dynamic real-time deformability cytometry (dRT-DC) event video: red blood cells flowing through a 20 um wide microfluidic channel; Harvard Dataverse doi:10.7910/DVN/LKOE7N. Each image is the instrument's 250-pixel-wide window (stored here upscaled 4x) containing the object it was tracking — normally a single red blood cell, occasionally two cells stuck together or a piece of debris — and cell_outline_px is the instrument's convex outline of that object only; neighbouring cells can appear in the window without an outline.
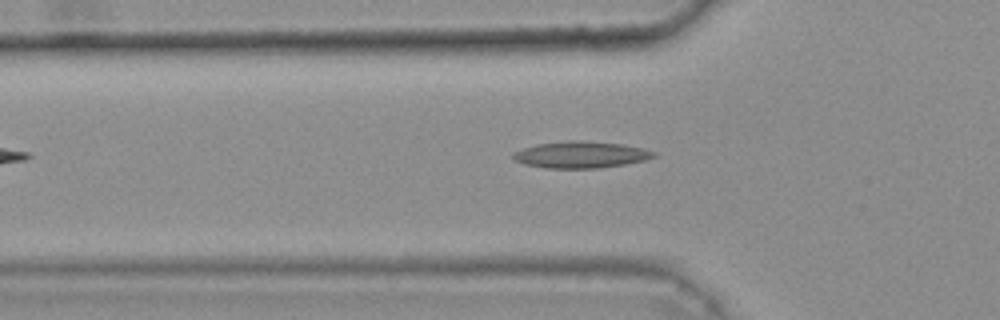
{"species": "common noctule bat (a hibernating species)", "species_latin": "Nyctalus noctula", "temperature_condition": "warm", "stored_images_in_passage": 38, "camera_frame_rate_fps": 3000, "um_per_image_px": 0.085, "animal": {"sex": "female", "body_mass_g": 25.1}, "frame": {"image": 1, "passage_image": 12, "time_ms": 3.667, "image_size_px": [1000, 320], "cell_outline_px": [[656, 156], [644, 160], [628, 164], [600, 168], [544, 168], [524, 164], [516, 160], [512, 156], [512, 152], [536, 144], [568, 140], [580, 140], [624, 144], [644, 148], [656, 152]], "centroid_in_image_um": [49.39, 13.14], "position_along_channel_um": 76.4, "area_um2": 22.02}}
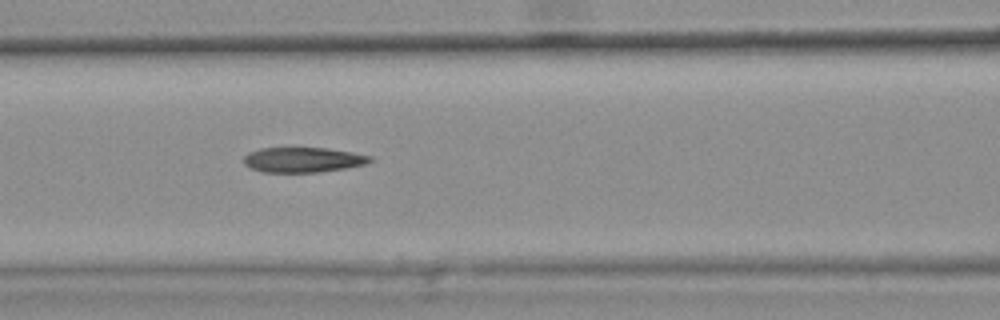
{"frame": {"image": 2, "passage_image": 17, "time_ms": 5.333, "image_size_px": [1000, 320], "cell_outline_px": [[372, 160], [368, 164], [344, 168], [316, 172], [264, 172], [252, 168], [244, 164], [244, 156], [248, 152], [260, 148], [328, 148], [352, 152], [372, 156]], "centroid_in_image_um": [25.76, 13.57], "position_along_channel_um": 140.8, "area_um2": 18.38}, "authors_computed_cell_mechanics": {"area_um2": 19.4497, "velocity_mm_per_s": 3.8316, "shape_relaxation_time_tau1_ms": null, "shape_relaxation_time_tau2_ms": 3.3533, "deformation_change_tau1": null, "deformation_change_tau2": 0.1357}}